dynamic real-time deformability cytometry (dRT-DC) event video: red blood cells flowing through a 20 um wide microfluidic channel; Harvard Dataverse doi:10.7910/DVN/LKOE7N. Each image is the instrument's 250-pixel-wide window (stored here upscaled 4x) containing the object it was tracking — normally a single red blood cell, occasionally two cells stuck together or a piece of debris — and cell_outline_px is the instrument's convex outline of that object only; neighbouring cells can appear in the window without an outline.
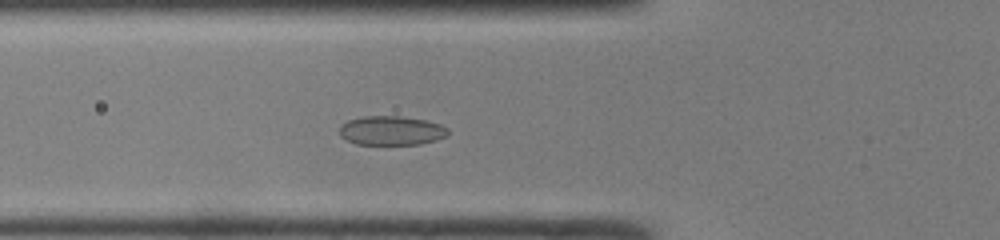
{"species": "common noctule bat (a hibernating species)", "species_latin": "Nyctalus noctula", "temperature_condition": "room temperature", "stored_images_in_passage": 44, "camera_frame_rate_fps": 3000, "um_per_image_px": 0.085, "animal": {"sex": "male", "body_mass_g": 19.0, "forearm_length_mm": 50.8}, "frame": {"image": 1, "passage_image": 13, "time_ms": 4.0, "image_size_px": [1000, 240], "cell_outline_px": [[448, 136], [436, 140], [420, 144], [356, 144], [340, 136], [340, 124], [348, 120], [364, 116], [400, 116], [428, 120], [440, 124], [448, 128]], "centroid_in_image_um": [33.29, 11.09], "position_along_channel_um": 92.5, "area_um2": 18.55}}
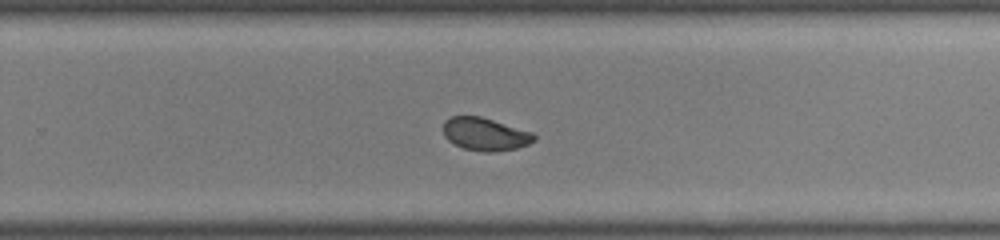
{"frame": {"image": 2, "passage_image": 27, "time_ms": 8.667, "image_size_px": [1000, 240], "cell_outline_px": [[536, 140], [528, 144], [516, 148], [492, 152], [484, 152], [464, 148], [448, 140], [444, 136], [444, 120], [452, 116], [480, 116], [532, 132], [536, 136]], "centroid_in_image_um": [41.24, 11.4], "position_along_channel_um": 288.6, "area_um2": 17.22}}
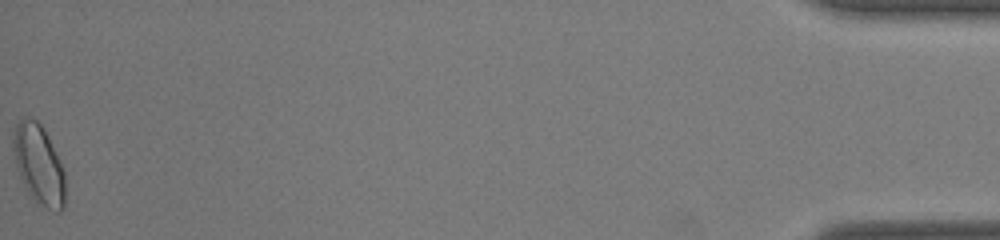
{"frame": {"image": 3, "passage_image": 44, "time_ms": 14.333, "image_size_px": [1000, 240], "cell_outline_px": [[64, 204], [60, 212], [56, 212], [48, 208], [36, 200], [28, 192], [20, 176], [16, 164], [12, 148], [12, 140], [16, 124], [20, 120], [36, 120], [44, 128], [60, 160], [64, 172]], "centroid_in_image_um": [3.3, 13.97], "position_along_channel_um": 431.9, "area_um2": 23.52}, "authors_computed_cell_mechanics": {"area_um2": 18.6694, "velocity_mm_per_s": 4.2127, "shape_relaxation_time_tau1_ms": 5.0393, "shape_relaxation_time_tau2_ms": 1.134, "deformation_change_tau1": 0.1119, "deformation_change_tau2": 0.0452}}